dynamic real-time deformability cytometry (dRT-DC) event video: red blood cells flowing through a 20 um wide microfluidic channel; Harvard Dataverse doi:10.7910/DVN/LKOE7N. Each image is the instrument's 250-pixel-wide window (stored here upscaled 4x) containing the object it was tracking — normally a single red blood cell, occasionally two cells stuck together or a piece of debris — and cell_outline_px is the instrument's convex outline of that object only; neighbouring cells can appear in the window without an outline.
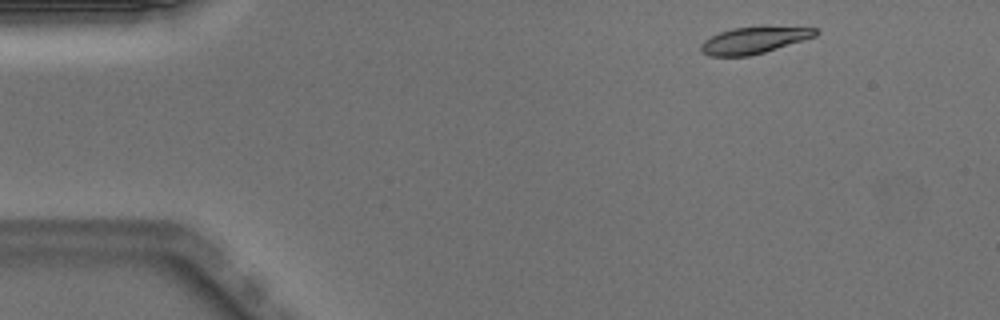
{"species": "Egyptian fruit bat (a non-hibernating species)", "species_latin": "Rousettus aegyptiacus", "temperature_condition": "warm", "stored_images_in_passage": 46, "camera_frame_rate_fps": 3000, "um_per_image_px": 0.085, "animal": {"sex": "male"}, "frame": {"image": 1, "passage_image": 2, "time_ms": 0.333, "image_size_px": [1000, 320], "cell_outline_px": [[820, 32], [816, 36], [764, 52], [748, 56], [708, 56], [700, 52], [700, 44], [704, 40], [720, 32], [732, 28], [764, 24], [768, 24], [820, 28]], "centroid_in_image_um": [64.15, 3.37], "position_along_channel_um": 20.9, "area_um2": 18.61}}
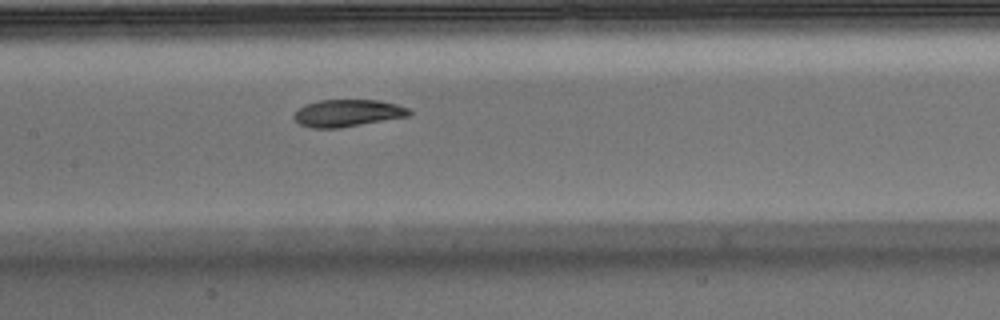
{"frame": {"image": 2, "passage_image": 20, "time_ms": 6.333, "image_size_px": [1000, 320], "cell_outline_px": [[412, 112], [408, 116], [340, 128], [312, 128], [300, 124], [292, 116], [296, 108], [304, 104], [320, 100], [376, 100], [396, 104], [408, 108]], "centroid_in_image_um": [29.49, 9.61], "position_along_channel_um": 177.9, "area_um2": 18.26}}
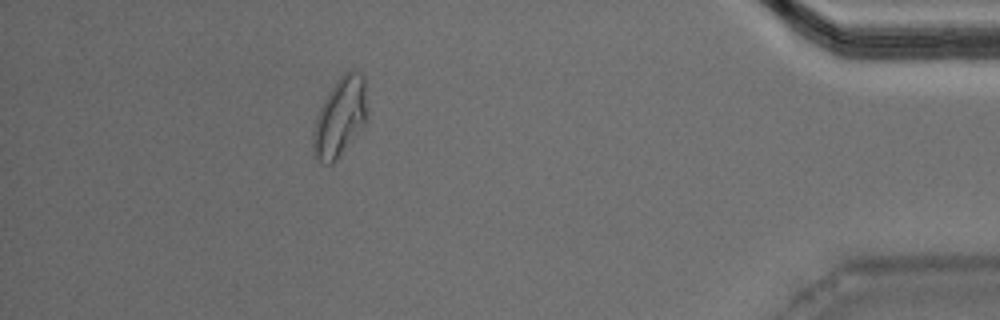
{"frame": {"image": 3, "passage_image": 41, "time_ms": 13.333, "image_size_px": [1000, 320], "cell_outline_px": [[368, 120], [336, 160], [332, 164], [324, 164], [312, 156], [312, 132], [316, 116], [328, 92], [336, 80], [344, 72], [352, 68], [360, 72], [364, 76], [368, 116]], "centroid_in_image_um": [28.9, 9.94], "position_along_channel_um": 406.3, "area_um2": 25.43}, "authors_computed_cell_mechanics": {"area_um2": 19.1896, "velocity_mm_per_s": 3.9801, "shape_relaxation_time_tau1_ms": 11.1172, "shape_relaxation_time_tau2_ms": 2.2606, "deformation_change_tau1": 0.2878, "deformation_change_tau2": 0.0625}}